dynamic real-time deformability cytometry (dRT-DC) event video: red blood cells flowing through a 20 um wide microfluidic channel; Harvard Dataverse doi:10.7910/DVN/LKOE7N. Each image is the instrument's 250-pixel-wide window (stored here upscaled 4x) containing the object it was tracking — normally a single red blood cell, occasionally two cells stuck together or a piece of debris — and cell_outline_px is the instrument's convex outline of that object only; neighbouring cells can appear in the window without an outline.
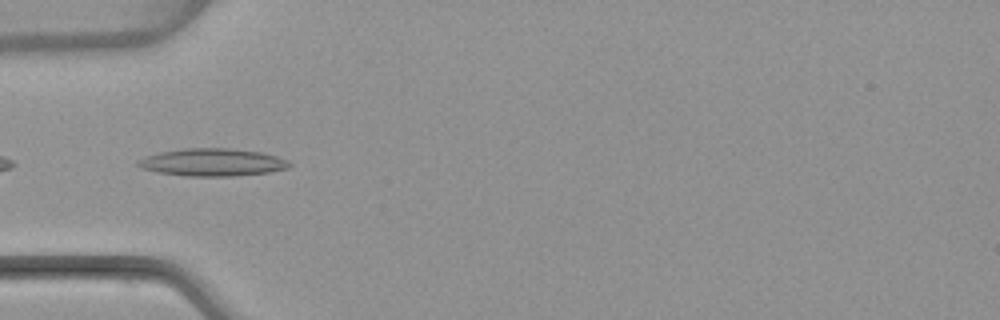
{"species": "common noctule bat (a hibernating species)", "species_latin": "Nyctalus noctula", "temperature_condition": "warm", "stored_images_in_passage": 6, "camera_frame_rate_fps": 3000, "um_per_image_px": 0.085, "animal": {"sex": "female", "body_mass_g": 22.7, "forearm_length_mm": 54.2}, "frame": {"image": 1, "passage_image": 4, "time_ms": 4.667, "image_size_px": [1000, 320], "cell_outline_px": [[292, 164], [288, 168], [268, 172], [232, 176], [184, 176], [156, 172], [140, 168], [136, 164], [136, 160], [144, 156], [160, 152], [184, 148], [228, 148], [260, 152], [276, 156], [288, 160]], "centroid_in_image_um": [18.0, 13.8], "position_along_channel_um": 67.0, "area_um2": 24.45}}
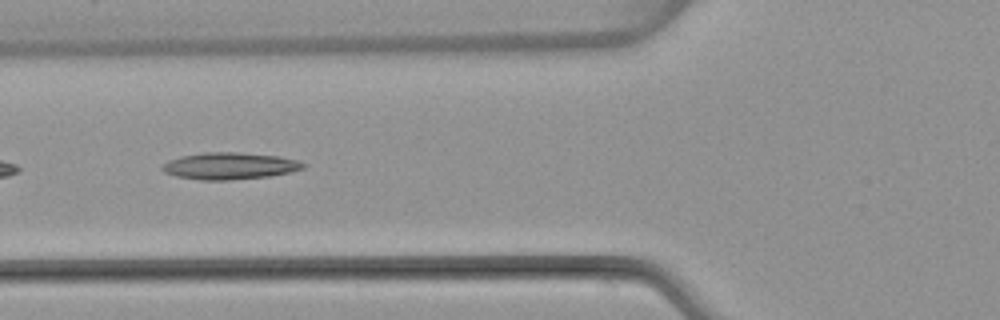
{"frame": {"image": 2, "passage_image": 5, "time_ms": 5.667, "image_size_px": [1000, 320], "cell_outline_px": [[304, 168], [272, 176], [232, 180], [200, 180], [176, 176], [164, 172], [160, 168], [168, 160], [180, 156], [204, 152], [236, 152], [276, 156], [296, 160], [304, 164]], "centroid_in_image_um": [19.46, 14.11], "position_along_channel_um": 106.3, "area_um2": 21.96}}
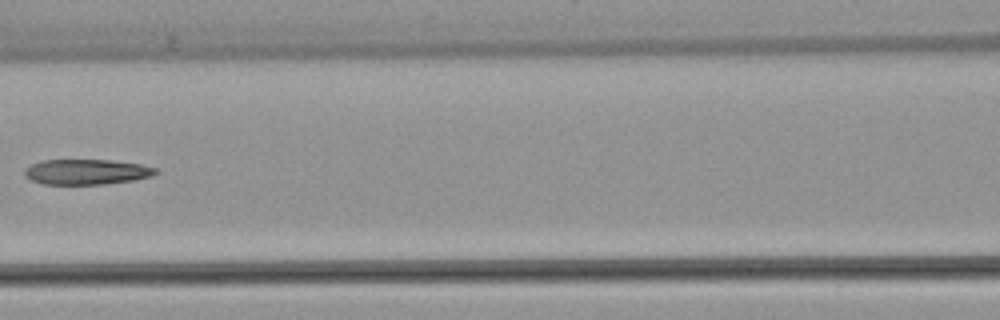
{"frame": {"image": 3, "passage_image": 6, "time_ms": 7.0, "image_size_px": [1000, 320], "cell_outline_px": [[160, 172], [152, 176], [132, 180], [104, 184], [44, 184], [32, 180], [24, 176], [24, 168], [40, 160], [112, 160], [140, 164], [156, 168]], "centroid_in_image_um": [7.35, 14.6], "position_along_channel_um": 159.2, "area_um2": 19.36}}